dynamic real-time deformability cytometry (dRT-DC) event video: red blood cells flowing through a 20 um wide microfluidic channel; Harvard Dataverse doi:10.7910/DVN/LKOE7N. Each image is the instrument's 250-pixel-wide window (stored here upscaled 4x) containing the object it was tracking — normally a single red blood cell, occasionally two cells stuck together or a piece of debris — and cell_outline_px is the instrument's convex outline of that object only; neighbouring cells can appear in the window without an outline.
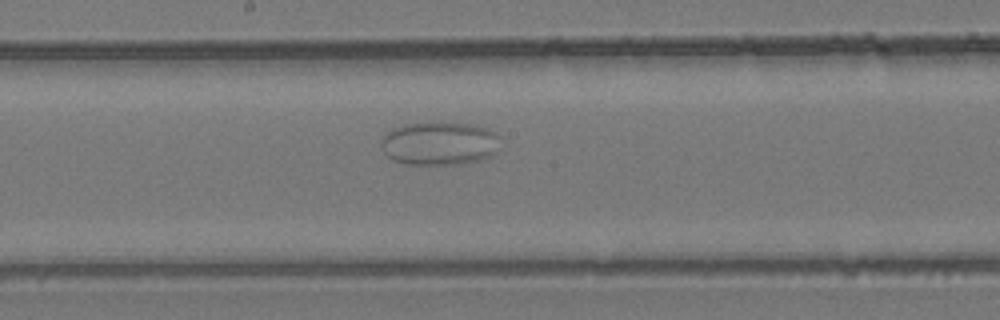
{"species": "common noctule bat (a hibernating species)", "species_latin": "Nyctalus noctula", "temperature_condition": "room temperature", "stored_images_in_passage": 51, "camera_frame_rate_fps": 3000, "um_per_image_px": 0.085, "animal": {"sex": "female", "body_mass_g": 24.6, "forearm_length_mm": 56.2}, "frame": {"image": 1, "passage_image": 27, "time_ms": 8.667, "image_size_px": [1000, 320], "cell_outline_px": [[500, 136], [496, 152], [492, 156], [480, 160], [456, 164], [404, 164], [392, 160], [384, 152], [384, 136], [392, 128], [404, 124], [468, 124], [484, 128], [496, 132]], "centroid_in_image_um": [37.38, 12.22], "position_along_channel_um": 210.8, "area_um2": 29.48}}
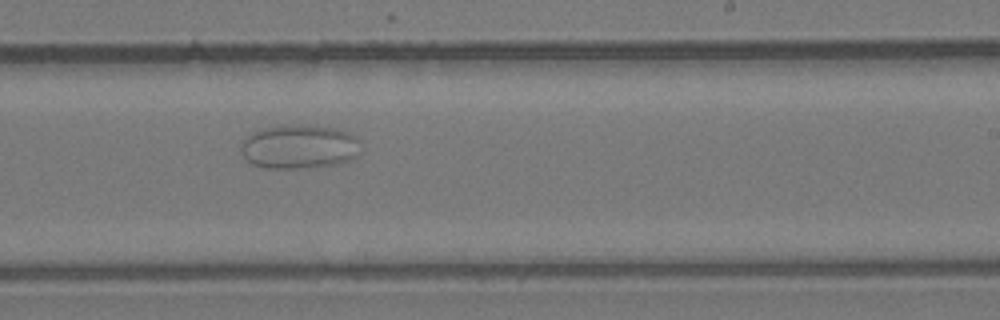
{"frame": {"image": 2, "passage_image": 31, "time_ms": 10.0, "image_size_px": [1000, 320], "cell_outline_px": [[360, 152], [356, 156], [348, 160], [332, 164], [304, 168], [264, 168], [252, 164], [244, 160], [240, 152], [240, 148], [244, 140], [252, 132], [260, 128], [280, 124], [316, 124], [348, 132], [356, 136], [360, 140]], "centroid_in_image_um": [25.4, 12.44], "position_along_channel_um": 263.6, "area_um2": 31.39}}
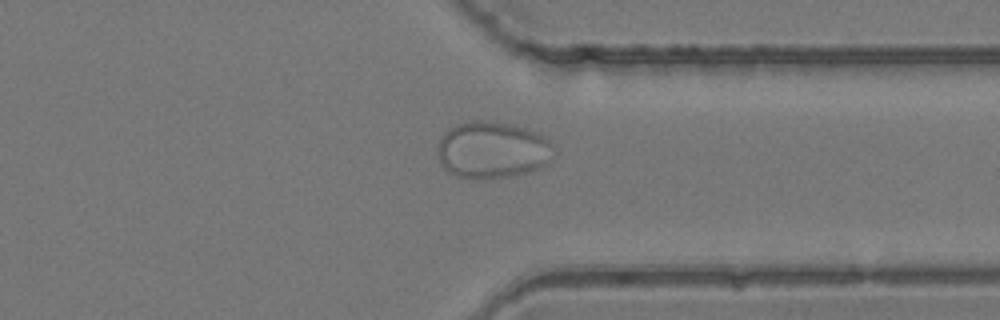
{"frame": {"image": 3, "passage_image": 39, "time_ms": 12.667, "image_size_px": [1000, 320], "cell_outline_px": [[556, 152], [548, 164], [540, 168], [528, 172], [508, 176], [456, 176], [448, 172], [440, 164], [436, 152], [436, 144], [444, 132], [448, 128], [456, 124], [472, 120], [492, 120], [512, 124], [536, 132], [548, 140], [556, 148]], "centroid_in_image_um": [41.84, 12.7], "position_along_channel_um": 369.6, "area_um2": 38.67}}